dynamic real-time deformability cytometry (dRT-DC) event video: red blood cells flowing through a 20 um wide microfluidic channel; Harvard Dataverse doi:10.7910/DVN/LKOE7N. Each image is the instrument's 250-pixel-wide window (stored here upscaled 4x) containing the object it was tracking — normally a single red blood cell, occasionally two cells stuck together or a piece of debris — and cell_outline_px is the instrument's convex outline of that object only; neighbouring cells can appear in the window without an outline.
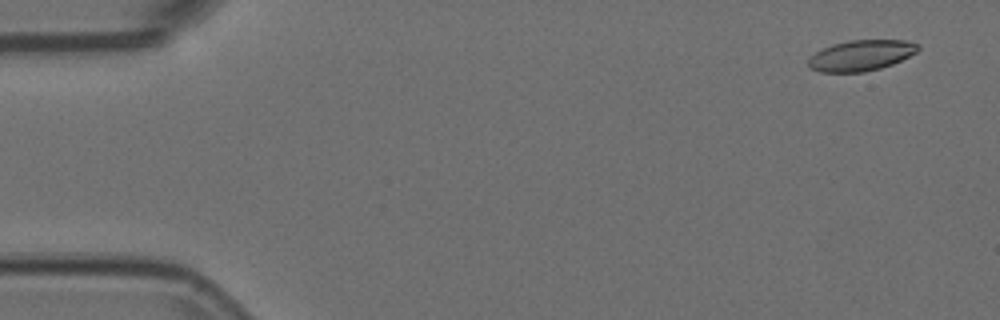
{"species": "Egyptian fruit bat (a non-hibernating species)", "species_latin": "Rousettus aegyptiacus", "temperature_condition": "room temperature", "stored_images_in_passage": 9, "camera_frame_rate_fps": 3000, "um_per_image_px": 0.085, "animal": {"sex": "female"}, "frame": {"image": 1, "passage_image": 1, "time_ms": 0.0, "image_size_px": [1000, 320], "cell_outline_px": [[920, 48], [916, 52], [892, 64], [880, 68], [864, 72], [820, 72], [808, 68], [808, 56], [832, 44], [848, 40], [904, 40], [920, 44]], "centroid_in_image_um": [73.16, 4.71], "position_along_channel_um": 11.8, "area_um2": 19.71}}
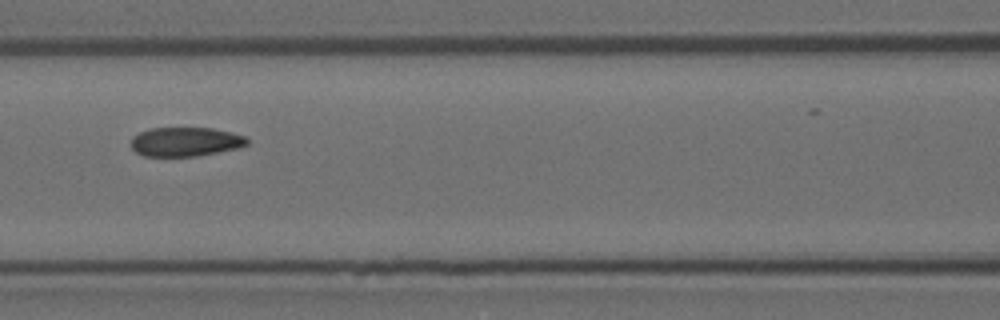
{"frame": {"image": 2, "passage_image": 6, "time_ms": 1.667, "image_size_px": [1000, 320], "cell_outline_px": [[248, 144], [240, 148], [196, 156], [144, 156], [136, 152], [132, 148], [132, 136], [140, 132], [152, 128], [212, 128], [244, 136], [248, 140]], "centroid_in_image_um": [15.76, 12.05], "position_along_channel_um": 150.8, "area_um2": 19.59}}
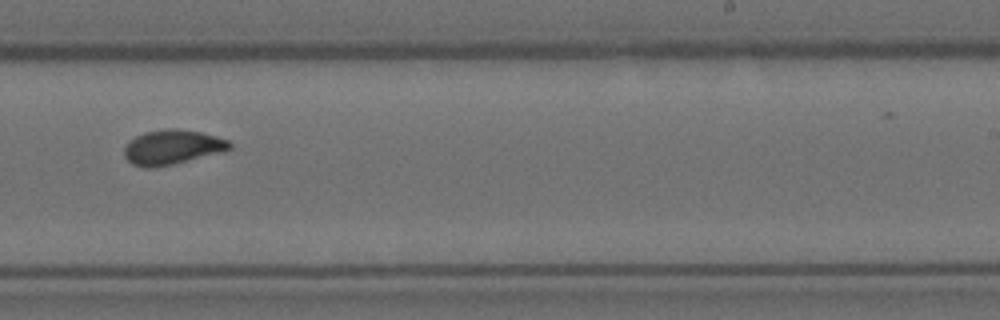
{"frame": {"image": 3, "passage_image": 9, "time_ms": 2.667, "image_size_px": [1000, 320], "cell_outline_px": [[232, 148], [224, 152], [156, 168], [144, 168], [132, 164], [124, 156], [124, 148], [136, 136], [144, 132], [168, 128], [176, 128], [200, 132], [216, 136], [228, 140], [232, 144]], "centroid_in_image_um": [14.66, 12.52], "position_along_channel_um": 274.3, "area_um2": 21.39}}